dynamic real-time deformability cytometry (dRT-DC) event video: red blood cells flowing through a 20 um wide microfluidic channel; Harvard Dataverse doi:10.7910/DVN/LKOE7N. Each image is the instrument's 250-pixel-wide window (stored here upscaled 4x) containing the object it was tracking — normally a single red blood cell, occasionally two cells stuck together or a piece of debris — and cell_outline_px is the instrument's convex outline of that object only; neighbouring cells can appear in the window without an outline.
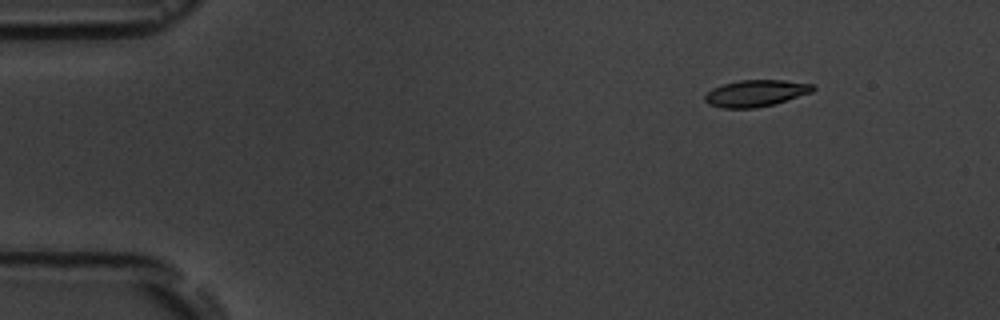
{"species": "common noctule bat (a hibernating species)", "species_latin": "Nyctalus noctula", "temperature_condition": "room temperature", "stored_images_in_passage": 3, "camera_frame_rate_fps": 3000, "um_per_image_px": 0.085, "animal": {"sex": "male", "body_mass_g": 19.5, "forearm_length_mm": 54.6}, "frame": {"image": 1, "passage_image": 1, "time_ms": 0.0, "image_size_px": [1000, 320], "cell_outline_px": [[816, 88], [812, 92], [772, 104], [756, 108], [720, 108], [708, 104], [704, 100], [704, 96], [712, 88], [724, 84], [740, 80], [784, 80], [812, 84]], "centroid_in_image_um": [64.21, 7.92], "position_along_channel_um": 20.8, "area_um2": 16.65}}
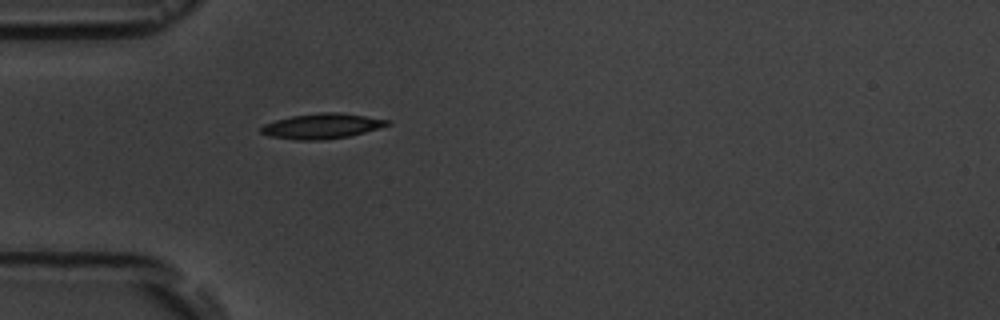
{"frame": {"image": 2, "passage_image": 3, "time_ms": 3.333, "image_size_px": [1000, 320], "cell_outline_px": [[392, 124], [364, 132], [348, 136], [320, 140], [296, 140], [268, 136], [260, 132], [260, 128], [264, 124], [276, 120], [292, 116], [320, 112], [340, 112], [388, 120]], "centroid_in_image_um": [27.33, 10.71], "position_along_channel_um": 57.7, "area_um2": 18.38}}